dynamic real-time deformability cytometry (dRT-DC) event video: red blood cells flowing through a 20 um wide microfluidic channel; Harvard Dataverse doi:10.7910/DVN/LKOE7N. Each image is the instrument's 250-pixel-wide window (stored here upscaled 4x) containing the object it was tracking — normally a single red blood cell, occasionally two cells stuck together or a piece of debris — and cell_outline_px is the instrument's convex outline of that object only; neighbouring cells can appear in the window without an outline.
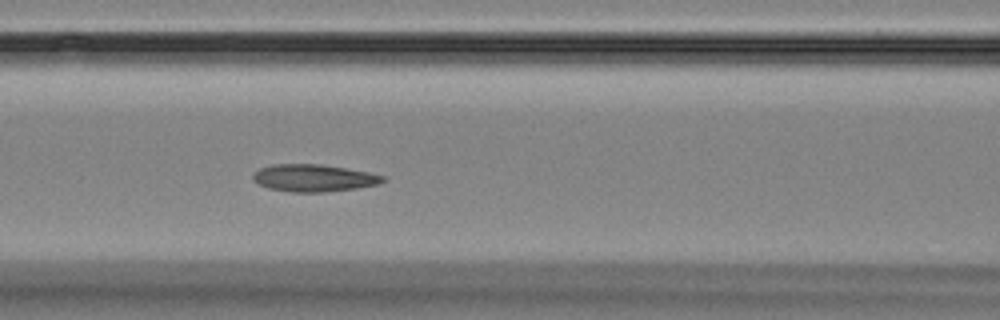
{"species": "Egyptian fruit bat (a non-hibernating species)", "species_latin": "Rousettus aegyptiacus", "temperature_condition": "room temperature", "stored_images_in_passage": 5, "camera_frame_rate_fps": 3000, "um_per_image_px": 0.085, "animal": {"sex": "female"}, "frame": {"image": 1, "passage_image": 5, "time_ms": 4.333, "image_size_px": [1000, 320], "cell_outline_px": [[384, 180], [380, 184], [356, 188], [324, 192], [292, 192], [268, 188], [252, 180], [252, 172], [260, 168], [272, 164], [320, 164], [368, 172], [384, 176]], "centroid_in_image_um": [26.62, 15.13], "position_along_channel_um": 140.0, "area_um2": 20.58}}